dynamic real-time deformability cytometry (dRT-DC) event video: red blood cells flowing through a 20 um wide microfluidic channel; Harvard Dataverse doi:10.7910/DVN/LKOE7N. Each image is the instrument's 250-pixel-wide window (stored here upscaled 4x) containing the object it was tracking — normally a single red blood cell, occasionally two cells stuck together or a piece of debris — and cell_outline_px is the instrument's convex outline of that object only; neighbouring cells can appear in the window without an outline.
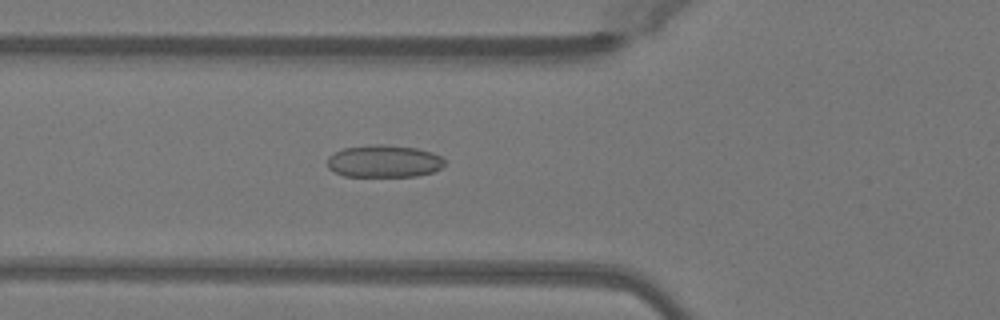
{"species": "Egyptian fruit bat (a non-hibernating species)", "species_latin": "Rousettus aegyptiacus", "temperature_condition": "warm", "stored_images_in_passage": 48, "camera_frame_rate_fps": 3000, "um_per_image_px": 0.085, "animal": {"sex": "female"}, "frame": {"image": 1, "passage_image": 17, "time_ms": 5.333, "image_size_px": [1000, 320], "cell_outline_px": [[444, 164], [436, 172], [416, 176], [344, 176], [328, 168], [328, 156], [344, 148], [376, 144], [380, 144], [416, 148], [432, 152], [440, 156], [444, 160]], "centroid_in_image_um": [32.66, 13.71], "position_along_channel_um": 93.1, "area_um2": 22.02}}
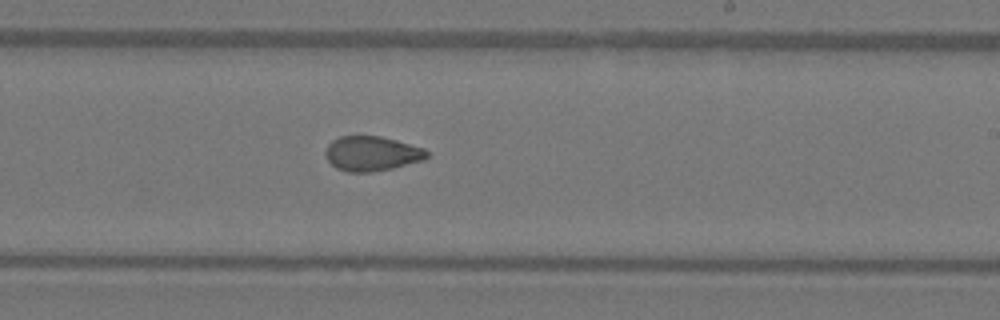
{"frame": {"image": 2, "passage_image": 29, "time_ms": 9.333, "image_size_px": [1000, 320], "cell_outline_px": [[428, 156], [424, 160], [392, 168], [372, 172], [348, 172], [336, 168], [328, 160], [324, 152], [328, 144], [332, 140], [340, 136], [380, 136], [396, 140], [424, 148], [428, 152]], "centroid_in_image_um": [31.59, 13.05], "position_along_channel_um": 257.4, "area_um2": 20.52}}
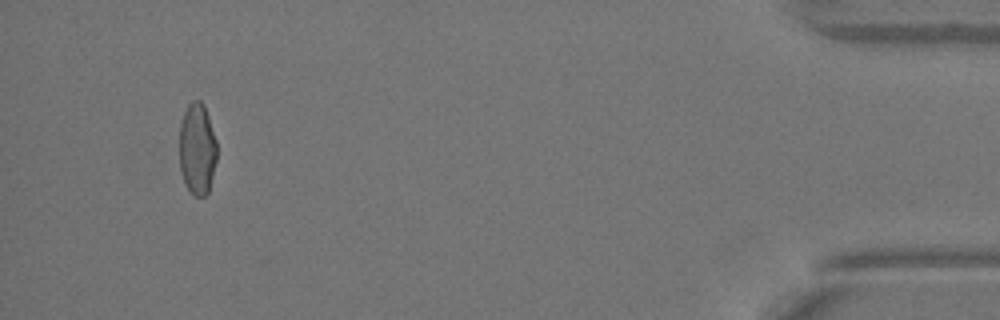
{"frame": {"image": 3, "passage_image": 46, "time_ms": 15.0, "image_size_px": [1000, 320], "cell_outline_px": [[216, 160], [208, 192], [204, 196], [192, 196], [184, 184], [180, 168], [180, 124], [184, 112], [188, 104], [192, 100], [200, 100], [204, 104], [216, 140]], "centroid_in_image_um": [16.75, 12.67], "position_along_channel_um": 418.5, "area_um2": 20.06}, "authors_computed_cell_mechanics": {"area_um2": 21.2415, "velocity_mm_per_s": 4.0881, "shape_relaxation_time_tau1_ms": 4.7808, "shape_relaxation_time_tau2_ms": 1.1709, "deformation_change_tau1": 0.1434, "deformation_change_tau2": 0.0634}}